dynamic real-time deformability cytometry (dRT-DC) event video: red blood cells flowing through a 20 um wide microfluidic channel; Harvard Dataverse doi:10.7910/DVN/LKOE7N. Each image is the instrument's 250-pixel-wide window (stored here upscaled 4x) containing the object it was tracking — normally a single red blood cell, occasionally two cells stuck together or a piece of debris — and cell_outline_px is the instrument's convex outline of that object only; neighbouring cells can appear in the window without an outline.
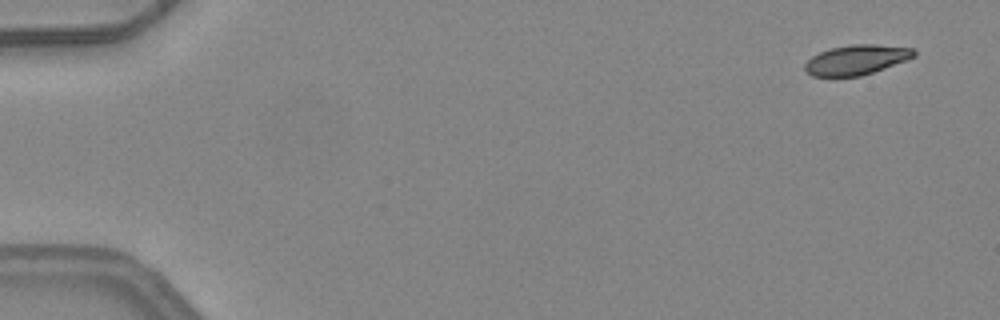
{"species": "common noctule bat (a hibernating species)", "species_latin": "Nyctalus noctula", "temperature_condition": "warm", "stored_images_in_passage": 4, "camera_frame_rate_fps": 3000, "um_per_image_px": 0.085, "animal": {"sex": "female", "body_mass_g": 24.6, "forearm_length_mm": 56.2}, "frame": {"image": 1, "passage_image": 1, "time_ms": 0.0, "image_size_px": [1000, 320], "cell_outline_px": [[916, 56], [908, 60], [860, 76], [832, 80], [812, 76], [804, 68], [804, 64], [812, 56], [820, 52], [832, 48], [852, 44], [876, 44], [916, 48]], "centroid_in_image_um": [72.78, 5.12], "position_along_channel_um": 12.2, "area_um2": 19.65}}
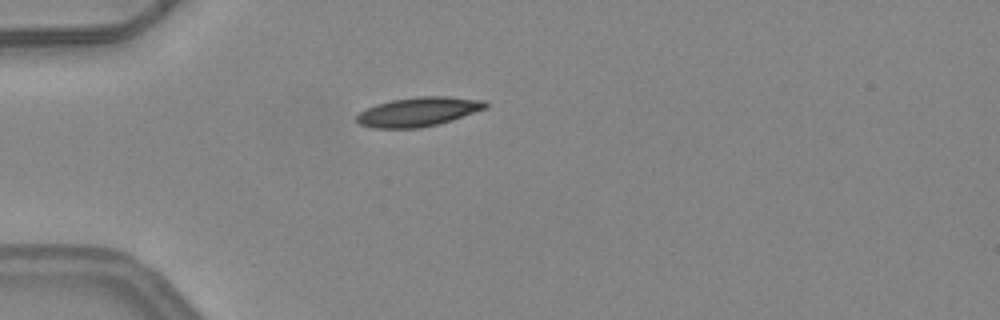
{"frame": {"image": 2, "passage_image": 4, "time_ms": 1.0, "image_size_px": [1000, 320], "cell_outline_px": [[488, 108], [452, 120], [420, 128], [372, 128], [360, 124], [356, 120], [356, 116], [360, 112], [376, 104], [392, 100], [420, 96], [448, 96], [484, 100], [488, 104]], "centroid_in_image_um": [35.59, 9.5], "position_along_channel_um": 49.4, "area_um2": 21.91}}